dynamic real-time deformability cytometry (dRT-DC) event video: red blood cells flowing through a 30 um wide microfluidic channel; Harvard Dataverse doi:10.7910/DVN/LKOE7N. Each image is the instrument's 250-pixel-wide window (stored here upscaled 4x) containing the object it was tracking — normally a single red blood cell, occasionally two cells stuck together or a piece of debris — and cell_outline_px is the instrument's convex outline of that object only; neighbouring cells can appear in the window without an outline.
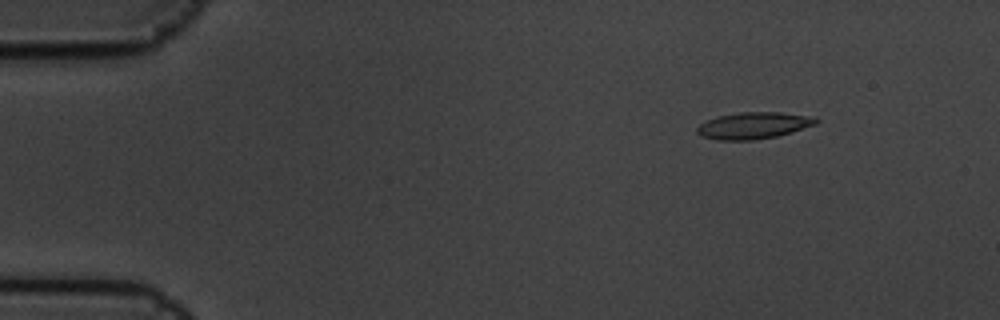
{"species": "common noctule bat (a hibernating species)", "species_latin": "Nyctalus noctula", "temperature_condition": "cold", "stored_images_in_passage": 4, "camera_frame_rate_fps": 3000, "um_per_image_px": 0.085, "animal": {"sex": "male", "body_mass_g": 19.5, "forearm_length_mm": 54.6}, "frame": {"image": 1, "passage_image": 2, "time_ms": 0.333, "image_size_px": [1000, 320], "cell_outline_px": [[820, 120], [816, 124], [792, 132], [776, 136], [752, 140], [720, 140], [700, 136], [696, 132], [696, 128], [700, 124], [716, 116], [740, 112], [780, 112], [816, 116]], "centroid_in_image_um": [64.08, 10.66], "position_along_channel_um": 20.9, "area_um2": 18.61}}